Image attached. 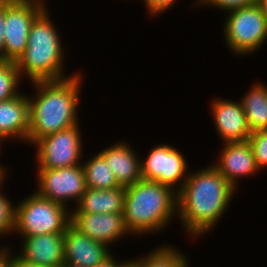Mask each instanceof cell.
Masks as SVG:
<instances>
[{"instance_id": "obj_7", "label": "cell", "mask_w": 267, "mask_h": 267, "mask_svg": "<svg viewBox=\"0 0 267 267\" xmlns=\"http://www.w3.org/2000/svg\"><path fill=\"white\" fill-rule=\"evenodd\" d=\"M80 123L37 139L35 147L36 169H58L80 165L85 158Z\"/></svg>"}, {"instance_id": "obj_24", "label": "cell", "mask_w": 267, "mask_h": 267, "mask_svg": "<svg viewBox=\"0 0 267 267\" xmlns=\"http://www.w3.org/2000/svg\"><path fill=\"white\" fill-rule=\"evenodd\" d=\"M253 152L257 168L267 169V130H260L250 134L248 139Z\"/></svg>"}, {"instance_id": "obj_13", "label": "cell", "mask_w": 267, "mask_h": 267, "mask_svg": "<svg viewBox=\"0 0 267 267\" xmlns=\"http://www.w3.org/2000/svg\"><path fill=\"white\" fill-rule=\"evenodd\" d=\"M210 105L215 130L222 143L249 139L251 131L240 100L217 97L212 99Z\"/></svg>"}, {"instance_id": "obj_10", "label": "cell", "mask_w": 267, "mask_h": 267, "mask_svg": "<svg viewBox=\"0 0 267 267\" xmlns=\"http://www.w3.org/2000/svg\"><path fill=\"white\" fill-rule=\"evenodd\" d=\"M36 172L35 191L41 197L62 204L69 210L75 207L87 189L81 164L58 169H36Z\"/></svg>"}, {"instance_id": "obj_27", "label": "cell", "mask_w": 267, "mask_h": 267, "mask_svg": "<svg viewBox=\"0 0 267 267\" xmlns=\"http://www.w3.org/2000/svg\"><path fill=\"white\" fill-rule=\"evenodd\" d=\"M6 19V0L0 1V60L4 61V32Z\"/></svg>"}, {"instance_id": "obj_20", "label": "cell", "mask_w": 267, "mask_h": 267, "mask_svg": "<svg viewBox=\"0 0 267 267\" xmlns=\"http://www.w3.org/2000/svg\"><path fill=\"white\" fill-rule=\"evenodd\" d=\"M174 244L158 245L142 255L129 259L135 267H190L189 257Z\"/></svg>"}, {"instance_id": "obj_19", "label": "cell", "mask_w": 267, "mask_h": 267, "mask_svg": "<svg viewBox=\"0 0 267 267\" xmlns=\"http://www.w3.org/2000/svg\"><path fill=\"white\" fill-rule=\"evenodd\" d=\"M240 102L251 133L267 130V85L255 81Z\"/></svg>"}, {"instance_id": "obj_34", "label": "cell", "mask_w": 267, "mask_h": 267, "mask_svg": "<svg viewBox=\"0 0 267 267\" xmlns=\"http://www.w3.org/2000/svg\"><path fill=\"white\" fill-rule=\"evenodd\" d=\"M122 267H135V265L130 260H128Z\"/></svg>"}, {"instance_id": "obj_4", "label": "cell", "mask_w": 267, "mask_h": 267, "mask_svg": "<svg viewBox=\"0 0 267 267\" xmlns=\"http://www.w3.org/2000/svg\"><path fill=\"white\" fill-rule=\"evenodd\" d=\"M50 16L47 7L33 21L25 52L16 62L22 80L26 77L30 81L26 82L28 84L62 80L78 72L68 74L65 71V59L69 52L65 50L58 27L53 24Z\"/></svg>"}, {"instance_id": "obj_28", "label": "cell", "mask_w": 267, "mask_h": 267, "mask_svg": "<svg viewBox=\"0 0 267 267\" xmlns=\"http://www.w3.org/2000/svg\"><path fill=\"white\" fill-rule=\"evenodd\" d=\"M12 246L0 245V267H11L12 266Z\"/></svg>"}, {"instance_id": "obj_14", "label": "cell", "mask_w": 267, "mask_h": 267, "mask_svg": "<svg viewBox=\"0 0 267 267\" xmlns=\"http://www.w3.org/2000/svg\"><path fill=\"white\" fill-rule=\"evenodd\" d=\"M18 237L21 246L15 254L26 262L40 267H60L64 263V233Z\"/></svg>"}, {"instance_id": "obj_8", "label": "cell", "mask_w": 267, "mask_h": 267, "mask_svg": "<svg viewBox=\"0 0 267 267\" xmlns=\"http://www.w3.org/2000/svg\"><path fill=\"white\" fill-rule=\"evenodd\" d=\"M42 0H6L4 61L23 55L33 21L47 8Z\"/></svg>"}, {"instance_id": "obj_1", "label": "cell", "mask_w": 267, "mask_h": 267, "mask_svg": "<svg viewBox=\"0 0 267 267\" xmlns=\"http://www.w3.org/2000/svg\"><path fill=\"white\" fill-rule=\"evenodd\" d=\"M236 191L212 164L189 170L177 192V222L192 240L203 238L227 213Z\"/></svg>"}, {"instance_id": "obj_2", "label": "cell", "mask_w": 267, "mask_h": 267, "mask_svg": "<svg viewBox=\"0 0 267 267\" xmlns=\"http://www.w3.org/2000/svg\"><path fill=\"white\" fill-rule=\"evenodd\" d=\"M78 71L75 75L57 81L32 82L33 96L29 101V132L27 145L79 123L81 87L84 77Z\"/></svg>"}, {"instance_id": "obj_6", "label": "cell", "mask_w": 267, "mask_h": 267, "mask_svg": "<svg viewBox=\"0 0 267 267\" xmlns=\"http://www.w3.org/2000/svg\"><path fill=\"white\" fill-rule=\"evenodd\" d=\"M226 13L222 38L234 57L250 56L264 47L267 42V20L258 4Z\"/></svg>"}, {"instance_id": "obj_5", "label": "cell", "mask_w": 267, "mask_h": 267, "mask_svg": "<svg viewBox=\"0 0 267 267\" xmlns=\"http://www.w3.org/2000/svg\"><path fill=\"white\" fill-rule=\"evenodd\" d=\"M16 204L13 234L17 236L65 233L71 223V210L62 204L41 197L36 191Z\"/></svg>"}, {"instance_id": "obj_16", "label": "cell", "mask_w": 267, "mask_h": 267, "mask_svg": "<svg viewBox=\"0 0 267 267\" xmlns=\"http://www.w3.org/2000/svg\"><path fill=\"white\" fill-rule=\"evenodd\" d=\"M29 132L28 93L0 102V143L20 141L27 144Z\"/></svg>"}, {"instance_id": "obj_33", "label": "cell", "mask_w": 267, "mask_h": 267, "mask_svg": "<svg viewBox=\"0 0 267 267\" xmlns=\"http://www.w3.org/2000/svg\"><path fill=\"white\" fill-rule=\"evenodd\" d=\"M60 267H80V266L69 262H64Z\"/></svg>"}, {"instance_id": "obj_21", "label": "cell", "mask_w": 267, "mask_h": 267, "mask_svg": "<svg viewBox=\"0 0 267 267\" xmlns=\"http://www.w3.org/2000/svg\"><path fill=\"white\" fill-rule=\"evenodd\" d=\"M87 188L111 189L118 187L114 173L105 159L97 152L81 163Z\"/></svg>"}, {"instance_id": "obj_18", "label": "cell", "mask_w": 267, "mask_h": 267, "mask_svg": "<svg viewBox=\"0 0 267 267\" xmlns=\"http://www.w3.org/2000/svg\"><path fill=\"white\" fill-rule=\"evenodd\" d=\"M125 188L111 189L87 188L71 213H123Z\"/></svg>"}, {"instance_id": "obj_15", "label": "cell", "mask_w": 267, "mask_h": 267, "mask_svg": "<svg viewBox=\"0 0 267 267\" xmlns=\"http://www.w3.org/2000/svg\"><path fill=\"white\" fill-rule=\"evenodd\" d=\"M111 253L107 245L92 240L71 223L68 225L64 233V262L80 267H95Z\"/></svg>"}, {"instance_id": "obj_26", "label": "cell", "mask_w": 267, "mask_h": 267, "mask_svg": "<svg viewBox=\"0 0 267 267\" xmlns=\"http://www.w3.org/2000/svg\"><path fill=\"white\" fill-rule=\"evenodd\" d=\"M179 0H142L148 16L160 17L161 14L170 11ZM150 14V15H149Z\"/></svg>"}, {"instance_id": "obj_17", "label": "cell", "mask_w": 267, "mask_h": 267, "mask_svg": "<svg viewBox=\"0 0 267 267\" xmlns=\"http://www.w3.org/2000/svg\"><path fill=\"white\" fill-rule=\"evenodd\" d=\"M134 149L127 141L119 140L98 152L110 166L118 185L124 188L142 179L141 156Z\"/></svg>"}, {"instance_id": "obj_3", "label": "cell", "mask_w": 267, "mask_h": 267, "mask_svg": "<svg viewBox=\"0 0 267 267\" xmlns=\"http://www.w3.org/2000/svg\"><path fill=\"white\" fill-rule=\"evenodd\" d=\"M123 218L131 236L162 233L177 218V192L156 181L140 179L125 188Z\"/></svg>"}, {"instance_id": "obj_32", "label": "cell", "mask_w": 267, "mask_h": 267, "mask_svg": "<svg viewBox=\"0 0 267 267\" xmlns=\"http://www.w3.org/2000/svg\"><path fill=\"white\" fill-rule=\"evenodd\" d=\"M257 4L262 9V13H263L265 19L267 20V0H258Z\"/></svg>"}, {"instance_id": "obj_22", "label": "cell", "mask_w": 267, "mask_h": 267, "mask_svg": "<svg viewBox=\"0 0 267 267\" xmlns=\"http://www.w3.org/2000/svg\"><path fill=\"white\" fill-rule=\"evenodd\" d=\"M22 82L16 62L0 60V102L19 95Z\"/></svg>"}, {"instance_id": "obj_35", "label": "cell", "mask_w": 267, "mask_h": 267, "mask_svg": "<svg viewBox=\"0 0 267 267\" xmlns=\"http://www.w3.org/2000/svg\"><path fill=\"white\" fill-rule=\"evenodd\" d=\"M2 146L3 145L0 143V153H2L1 151L3 150V149H1V148H3Z\"/></svg>"}, {"instance_id": "obj_29", "label": "cell", "mask_w": 267, "mask_h": 267, "mask_svg": "<svg viewBox=\"0 0 267 267\" xmlns=\"http://www.w3.org/2000/svg\"><path fill=\"white\" fill-rule=\"evenodd\" d=\"M127 260L116 258L112 253L103 261L99 262L95 267H122Z\"/></svg>"}, {"instance_id": "obj_31", "label": "cell", "mask_w": 267, "mask_h": 267, "mask_svg": "<svg viewBox=\"0 0 267 267\" xmlns=\"http://www.w3.org/2000/svg\"><path fill=\"white\" fill-rule=\"evenodd\" d=\"M7 167L4 166V164L2 165V163L0 162V188L2 186H5L3 185L4 182L6 181V176H7Z\"/></svg>"}, {"instance_id": "obj_30", "label": "cell", "mask_w": 267, "mask_h": 267, "mask_svg": "<svg viewBox=\"0 0 267 267\" xmlns=\"http://www.w3.org/2000/svg\"><path fill=\"white\" fill-rule=\"evenodd\" d=\"M11 267H40V266L26 262L25 260L18 257L15 254V252H12V266Z\"/></svg>"}, {"instance_id": "obj_12", "label": "cell", "mask_w": 267, "mask_h": 267, "mask_svg": "<svg viewBox=\"0 0 267 267\" xmlns=\"http://www.w3.org/2000/svg\"><path fill=\"white\" fill-rule=\"evenodd\" d=\"M71 224L92 240L111 248L130 232L124 224L123 213H71Z\"/></svg>"}, {"instance_id": "obj_9", "label": "cell", "mask_w": 267, "mask_h": 267, "mask_svg": "<svg viewBox=\"0 0 267 267\" xmlns=\"http://www.w3.org/2000/svg\"><path fill=\"white\" fill-rule=\"evenodd\" d=\"M141 177L171 187L178 192L189 174V163L178 148L168 143L154 145L140 157Z\"/></svg>"}, {"instance_id": "obj_11", "label": "cell", "mask_w": 267, "mask_h": 267, "mask_svg": "<svg viewBox=\"0 0 267 267\" xmlns=\"http://www.w3.org/2000/svg\"><path fill=\"white\" fill-rule=\"evenodd\" d=\"M222 146L218 159L212 165L238 190L241 178L254 177L260 172L255 163L253 149L248 140L223 143Z\"/></svg>"}, {"instance_id": "obj_25", "label": "cell", "mask_w": 267, "mask_h": 267, "mask_svg": "<svg viewBox=\"0 0 267 267\" xmlns=\"http://www.w3.org/2000/svg\"><path fill=\"white\" fill-rule=\"evenodd\" d=\"M258 0H195L193 6L204 8H214L218 11H224V13L243 7H249L257 4ZM196 4V5H195Z\"/></svg>"}, {"instance_id": "obj_23", "label": "cell", "mask_w": 267, "mask_h": 267, "mask_svg": "<svg viewBox=\"0 0 267 267\" xmlns=\"http://www.w3.org/2000/svg\"><path fill=\"white\" fill-rule=\"evenodd\" d=\"M0 188V240L11 236L15 229V205L11 198ZM5 193V194H4ZM13 202V203H12ZM10 234V235H9Z\"/></svg>"}]
</instances>
